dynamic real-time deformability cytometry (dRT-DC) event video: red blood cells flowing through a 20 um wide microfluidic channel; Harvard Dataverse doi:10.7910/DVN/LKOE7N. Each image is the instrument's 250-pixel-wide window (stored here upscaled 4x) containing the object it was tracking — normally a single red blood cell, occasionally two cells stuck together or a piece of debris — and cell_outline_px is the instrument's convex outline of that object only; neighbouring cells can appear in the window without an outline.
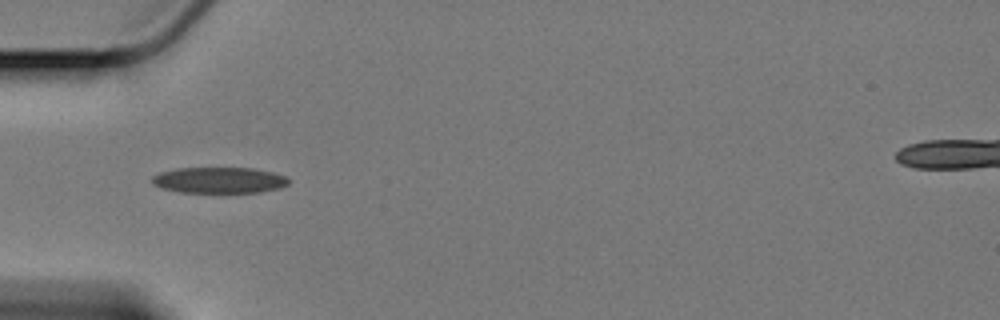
{"species": "Egyptian fruit bat (a non-hibernating species)", "species_latin": "Rousettus aegyptiacus", "temperature_condition": "cold", "stored_images_in_passage": 21, "camera_frame_rate_fps": 3000, "um_per_image_px": 0.085, "animal": {"sex": "female"}, "frame": {"image": 1, "passage_image": 1, "time_ms": 0.0, "image_size_px": [1000, 320], "cell_outline_px": [[288, 184], [280, 188], [260, 192], [180, 192], [160, 188], [152, 184], [152, 176], [160, 172], [176, 168], [252, 168], [272, 172], [288, 176]], "centroid_in_image_um": [18.62, 15.31], "position_along_channel_um": 66.4, "area_um2": 20.75}}
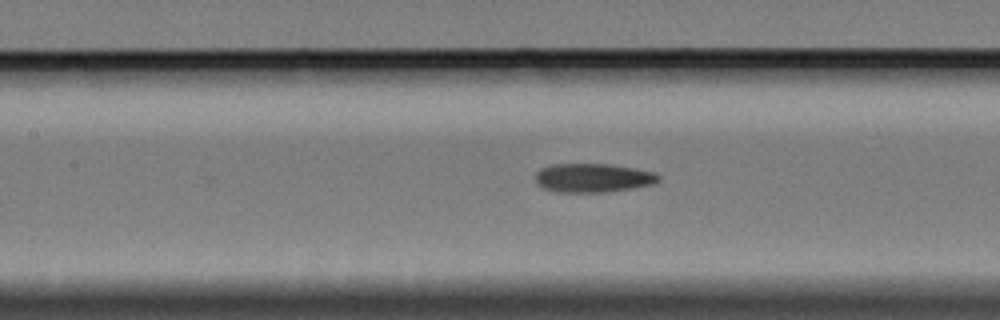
{"frame": {"image": 2, "passage_image": 9, "time_ms": 2.667, "image_size_px": [1000, 320], "cell_outline_px": [[660, 180], [652, 184], [632, 188], [604, 192], [556, 192], [544, 188], [536, 184], [536, 172], [540, 168], [552, 164], [612, 164], [652, 172], [660, 176]], "centroid_in_image_um": [50.36, 15.12], "position_along_channel_um": 157.0, "area_um2": 20.63}}
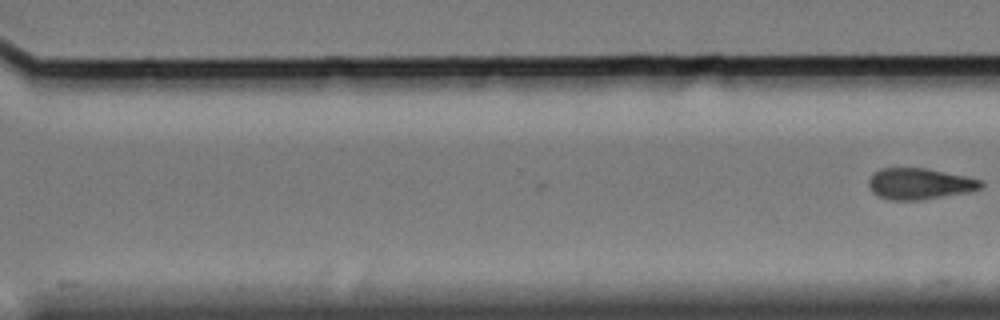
{"frame": {"image": 3, "passage_image": 21, "time_ms": 6.667, "image_size_px": [1000, 320], "cell_outline_px": [[984, 188], [968, 192], [920, 200], [888, 200], [872, 192], [868, 184], [868, 180], [872, 172], [880, 168], [928, 168], [984, 180]], "centroid_in_image_um": [78.18, 15.61], "position_along_channel_um": 292.4, "area_um2": 20.69}}